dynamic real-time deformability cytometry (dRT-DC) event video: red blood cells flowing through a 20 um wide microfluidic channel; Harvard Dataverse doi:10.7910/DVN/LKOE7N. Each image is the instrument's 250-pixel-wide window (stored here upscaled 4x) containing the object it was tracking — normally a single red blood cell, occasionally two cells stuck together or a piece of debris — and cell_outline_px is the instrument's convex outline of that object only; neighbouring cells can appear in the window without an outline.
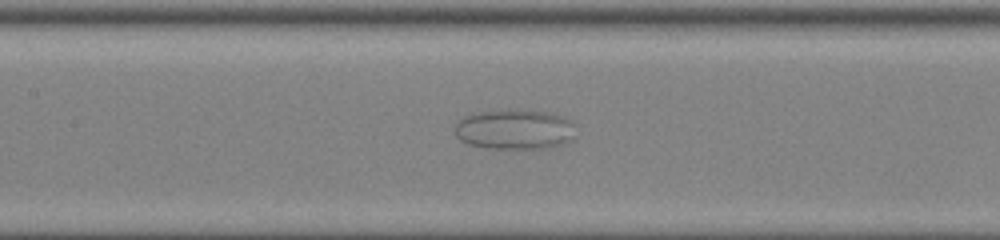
{"species": "common noctule bat (a hibernating species)", "species_latin": "Nyctalus noctula", "temperature_condition": "room temperature", "stored_images_in_passage": 34, "camera_frame_rate_fps": 3000, "um_per_image_px": 0.085, "animal": {"sex": "female", "body_mass_g": 22.0, "forearm_length_mm": 56.7}, "frame": {"image": 1, "passage_image": 8, "time_ms": 2.333, "image_size_px": [1000, 240], "cell_outline_px": [[572, 140], [564, 144], [544, 148], [492, 148], [468, 144], [460, 140], [456, 136], [456, 124], [464, 116], [472, 112], [508, 108], [516, 108], [544, 112], [564, 116], [572, 120]], "centroid_in_image_um": [43.72, 10.96], "position_along_channel_um": 163.7, "area_um2": 28.5}}
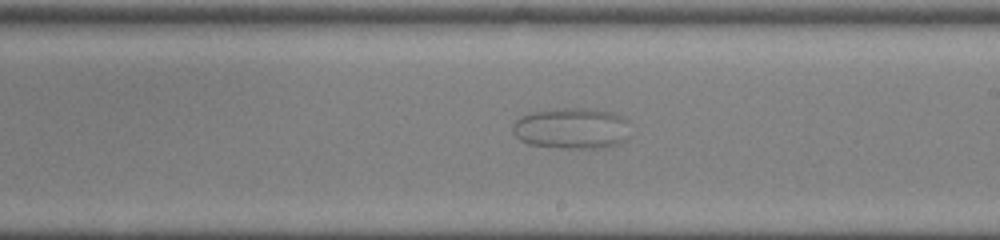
{"frame": {"image": 2, "passage_image": 14, "time_ms": 4.333, "image_size_px": [1000, 240], "cell_outline_px": [[628, 120], [624, 140], [620, 144], [604, 148], [560, 148], [528, 144], [520, 140], [512, 132], [512, 124], [520, 116], [532, 112], [564, 108], [588, 108], [612, 112]], "centroid_in_image_um": [48.55, 10.91], "position_along_channel_um": 240.4, "area_um2": 28.15}}
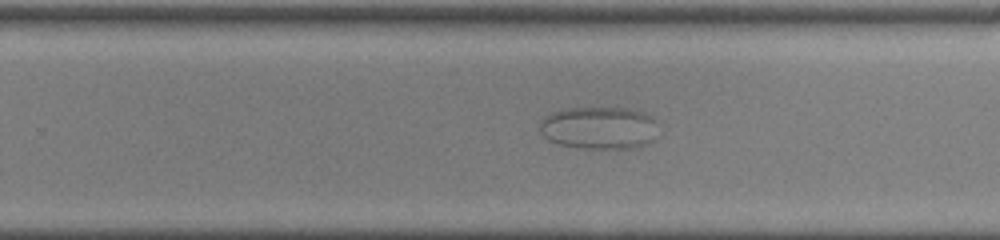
{"frame": {"image": 3, "passage_image": 17, "time_ms": 5.333, "image_size_px": [1000, 240], "cell_outline_px": [[656, 120], [652, 140], [640, 148], [584, 148], [556, 144], [548, 140], [540, 132], [540, 120], [552, 112], [560, 108], [628, 108], [644, 112], [652, 116]], "centroid_in_image_um": [50.88, 10.86], "position_along_channel_um": 278.9, "area_um2": 29.54}}